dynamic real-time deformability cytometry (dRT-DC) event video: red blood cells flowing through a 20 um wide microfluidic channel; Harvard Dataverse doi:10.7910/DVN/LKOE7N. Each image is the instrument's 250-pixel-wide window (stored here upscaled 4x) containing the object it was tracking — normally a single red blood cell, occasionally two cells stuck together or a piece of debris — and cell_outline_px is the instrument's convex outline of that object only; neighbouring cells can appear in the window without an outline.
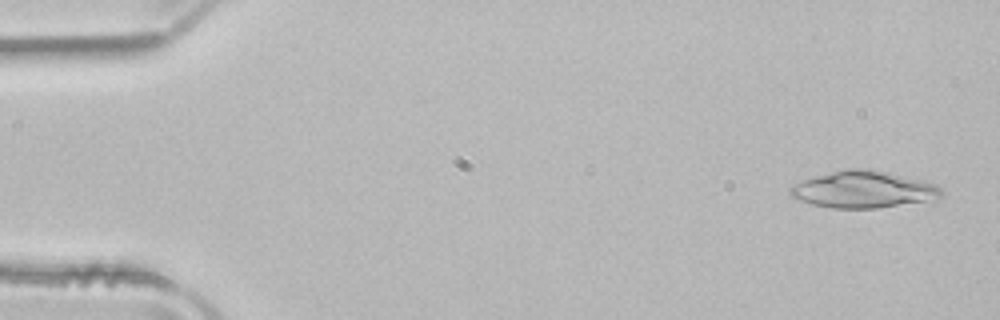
{"species": "common noctule bat (a hibernating species)", "species_latin": "Nyctalus noctula", "temperature_condition": "room temperature", "stored_images_in_passage": 51, "camera_frame_rate_fps": 3000, "um_per_image_px": 0.085, "animal": {"sex": "male", "body_mass_g": 21.5, "forearm_length_mm": 52.0}, "frame": {"image": 1, "passage_image": 2, "time_ms": 0.333, "image_size_px": [1000, 320], "cell_outline_px": [[944, 196], [924, 200], [876, 208], [832, 208], [812, 204], [800, 200], [792, 196], [788, 192], [788, 188], [792, 184], [800, 180], [848, 168], [868, 168], [888, 172], [936, 184], [944, 192]], "centroid_in_image_um": [73.33, 16.09], "position_along_channel_um": 11.7, "area_um2": 32.14}}
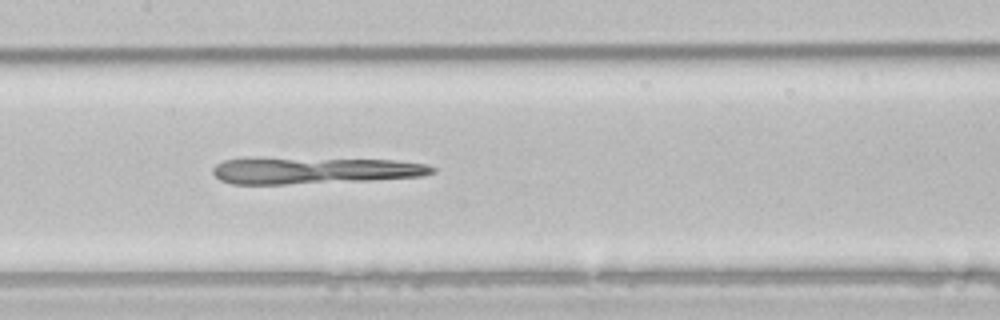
{"frame": {"image": 2, "passage_image": 24, "time_ms": 7.667, "image_size_px": [1000, 320], "cell_outline_px": [[436, 172], [424, 176], [368, 180], [284, 184], [232, 184], [220, 180], [212, 172], [212, 168], [216, 164], [224, 160], [244, 156], [260, 156], [396, 160], [428, 164], [436, 168]], "centroid_in_image_um": [26.65, 14.45], "position_along_channel_um": 180.8, "area_um2": 35.32}}
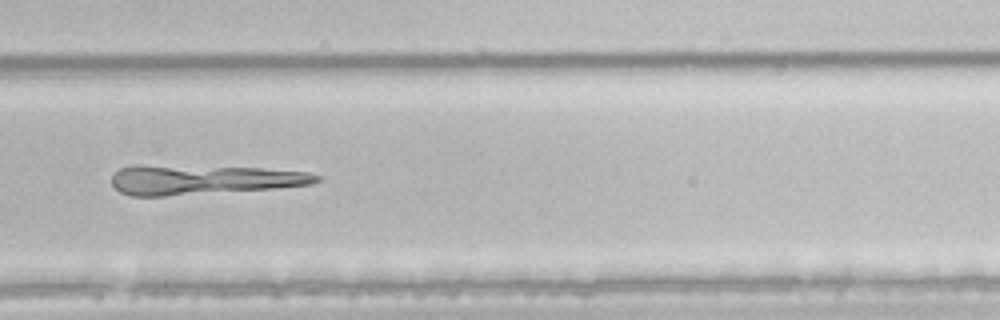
{"frame": {"image": 3, "passage_image": 34, "time_ms": 11.0, "image_size_px": [1000, 320], "cell_outline_px": [[320, 180], [312, 184], [276, 188], [164, 196], [132, 196], [120, 192], [112, 184], [112, 176], [120, 168], [132, 164], [140, 164], [260, 168], [308, 172], [320, 176]], "centroid_in_image_um": [17.22, 15.26], "position_along_channel_um": 312.6, "area_um2": 35.49}}